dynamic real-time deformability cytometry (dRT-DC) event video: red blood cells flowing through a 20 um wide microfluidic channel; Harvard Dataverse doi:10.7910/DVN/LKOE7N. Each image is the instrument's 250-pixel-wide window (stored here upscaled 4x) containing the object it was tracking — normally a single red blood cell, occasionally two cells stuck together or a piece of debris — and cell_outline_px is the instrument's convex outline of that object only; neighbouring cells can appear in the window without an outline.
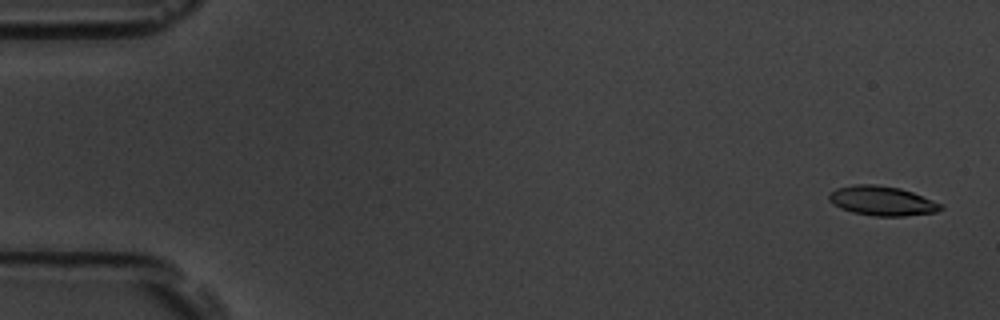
{"species": "common noctule bat (a hibernating species)", "species_latin": "Nyctalus noctula", "temperature_condition": "room temperature", "stored_images_in_passage": 53, "camera_frame_rate_fps": 3000, "um_per_image_px": 0.085, "animal": {"sex": "male", "body_mass_g": 19.5, "forearm_length_mm": 54.6}, "frame": {"image": 1, "passage_image": 2, "time_ms": 0.333, "image_size_px": [1000, 320], "cell_outline_px": [[944, 208], [936, 212], [904, 216], [872, 216], [852, 212], [840, 208], [832, 204], [828, 200], [828, 196], [836, 188], [856, 184], [876, 184], [900, 188], [912, 192], [944, 204]], "centroid_in_image_um": [74.98, 17.07], "position_along_channel_um": 10.0, "area_um2": 19.36}}
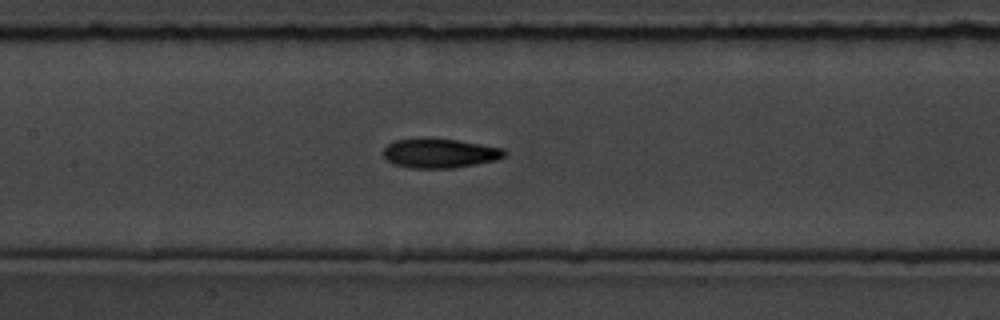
{"frame": {"image": 2, "passage_image": 26, "time_ms": 8.333, "image_size_px": [1000, 320], "cell_outline_px": [[508, 152], [504, 156], [496, 160], [476, 164], [452, 168], [408, 168], [392, 164], [384, 156], [384, 148], [388, 144], [396, 140], [456, 140], [504, 148]], "centroid_in_image_um": [37.41, 13.06], "position_along_channel_um": 170.0, "area_um2": 20.23}}
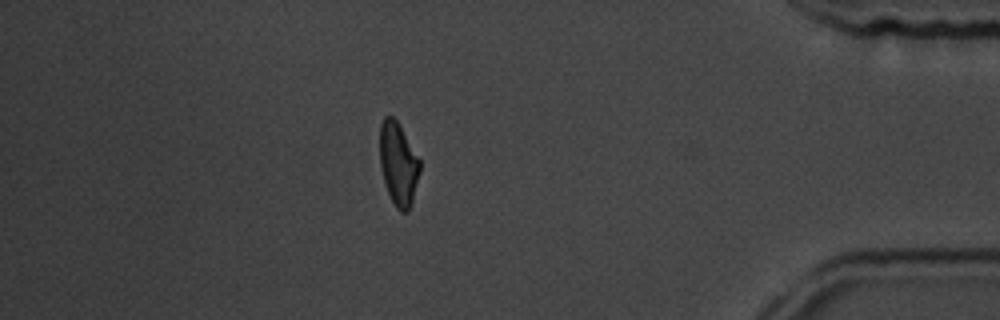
{"frame": {"image": 3, "passage_image": 48, "time_ms": 15.667, "image_size_px": [1000, 320], "cell_outline_px": [[420, 172], [412, 204], [408, 212], [400, 212], [396, 208], [388, 192], [380, 168], [380, 124], [384, 116], [392, 116], [396, 120], [420, 160]], "centroid_in_image_um": [33.86, 13.96], "position_along_channel_um": 401.3, "area_um2": 19.31}}